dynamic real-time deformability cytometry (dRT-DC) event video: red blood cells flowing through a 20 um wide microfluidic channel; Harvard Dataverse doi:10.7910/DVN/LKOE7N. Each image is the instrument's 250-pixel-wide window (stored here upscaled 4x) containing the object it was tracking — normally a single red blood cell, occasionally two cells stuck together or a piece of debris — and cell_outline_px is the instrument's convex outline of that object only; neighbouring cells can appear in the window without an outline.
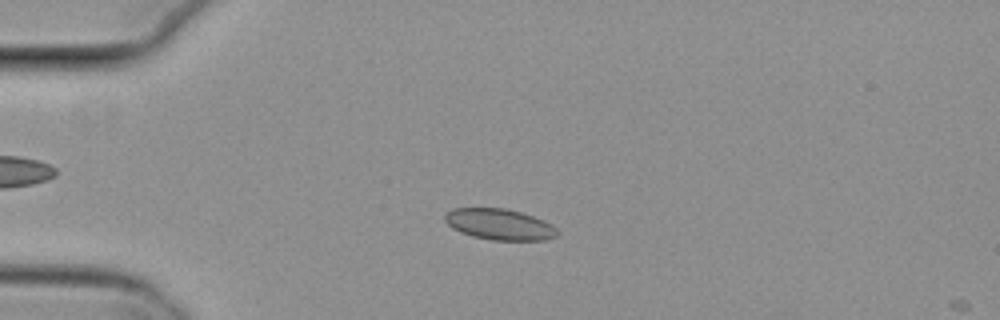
{"species": "common noctule bat (a hibernating species)", "species_latin": "Nyctalus noctula", "temperature_condition": "cold", "stored_images_in_passage": 5, "camera_frame_rate_fps": 3000, "um_per_image_px": 0.085, "animal": {"sex": "female", "body_mass_g": 29.2, "forearm_length_mm": 56.3}, "frame": {"image": 1, "passage_image": 4, "time_ms": 1.0, "image_size_px": [1000, 320], "cell_outline_px": [[560, 232], [556, 236], [544, 240], [492, 240], [472, 236], [460, 232], [452, 228], [444, 220], [444, 216], [452, 208], [504, 208], [520, 212], [544, 220], [552, 224]], "centroid_in_image_um": [42.46, 19.07], "position_along_channel_um": 42.5, "area_um2": 20.35}}